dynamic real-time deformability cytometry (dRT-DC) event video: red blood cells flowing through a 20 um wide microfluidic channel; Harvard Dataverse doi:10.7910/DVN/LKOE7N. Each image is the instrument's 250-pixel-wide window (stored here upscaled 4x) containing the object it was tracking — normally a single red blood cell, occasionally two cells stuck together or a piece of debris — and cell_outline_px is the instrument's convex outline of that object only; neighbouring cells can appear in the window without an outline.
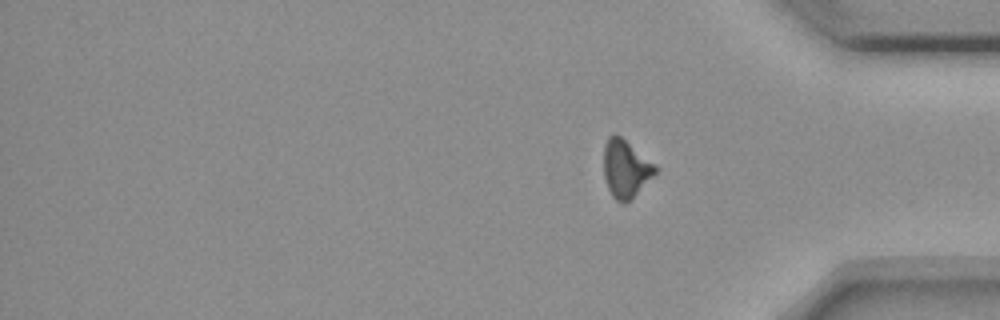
{"species": "common noctule bat (a hibernating species)", "species_latin": "Nyctalus noctula", "temperature_condition": "room temperature", "stored_images_in_passage": 37, "camera_frame_rate_fps": 3000, "um_per_image_px": 0.085, "animal": {"sex": "female", "body_mass_g": 18.4}, "frame": {"image": 1, "passage_image": 37, "time_ms": 12.0, "image_size_px": [1000, 320], "cell_outline_px": [[656, 172], [624, 204], [616, 200], [612, 196], [608, 188], [604, 176], [604, 144], [608, 136], [612, 132], [616, 132], [656, 164]], "centroid_in_image_um": [53.14, 14.27], "position_along_channel_um": 382.1, "area_um2": 17.17}}